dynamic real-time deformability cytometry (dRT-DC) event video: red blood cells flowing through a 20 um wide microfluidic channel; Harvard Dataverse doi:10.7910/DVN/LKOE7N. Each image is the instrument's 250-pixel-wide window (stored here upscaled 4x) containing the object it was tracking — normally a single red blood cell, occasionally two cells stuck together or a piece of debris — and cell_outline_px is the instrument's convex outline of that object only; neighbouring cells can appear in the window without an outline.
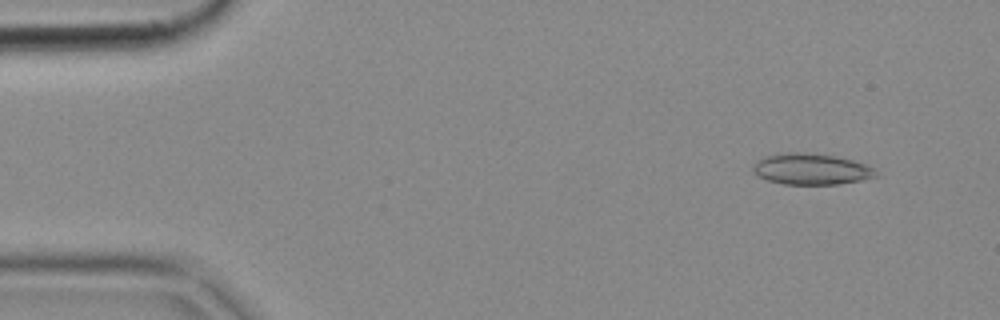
{"species": "common noctule bat (a hibernating species)", "species_latin": "Nyctalus noctula", "temperature_condition": "cold", "stored_images_in_passage": 7, "camera_frame_rate_fps": 3000, "um_per_image_px": 0.085, "animal": {"sex": "female", "body_mass_g": 18.4}, "frame": {"image": 1, "passage_image": 1, "time_ms": 0.0, "image_size_px": [1000, 320], "cell_outline_px": [[880, 176], [860, 180], [836, 184], [784, 184], [768, 180], [752, 172], [752, 168], [756, 160], [768, 156], [788, 152], [808, 152], [836, 156], [852, 160], [864, 164], [872, 168]], "centroid_in_image_um": [68.94, 14.37], "position_along_channel_um": 16.1, "area_um2": 22.14}}
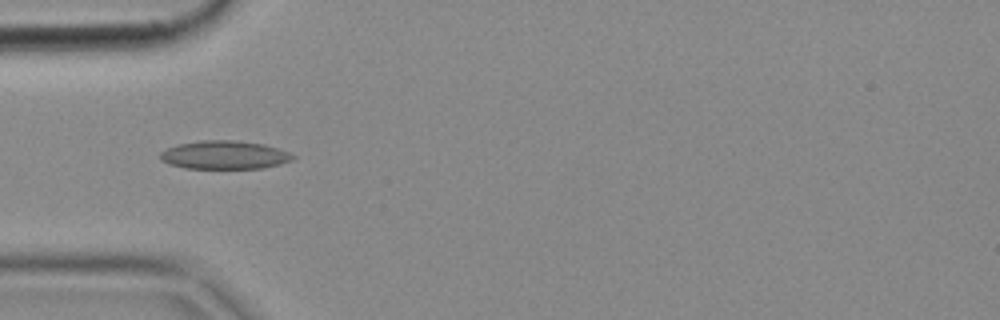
{"frame": {"image": 2, "passage_image": 4, "time_ms": 1.0, "image_size_px": [1000, 320], "cell_outline_px": [[296, 156], [292, 160], [280, 164], [264, 168], [184, 168], [168, 164], [160, 160], [160, 152], [176, 144], [200, 140], [236, 140], [264, 144], [288, 152]], "centroid_in_image_um": [19.05, 13.17], "position_along_channel_um": 66.0, "area_um2": 22.02}}
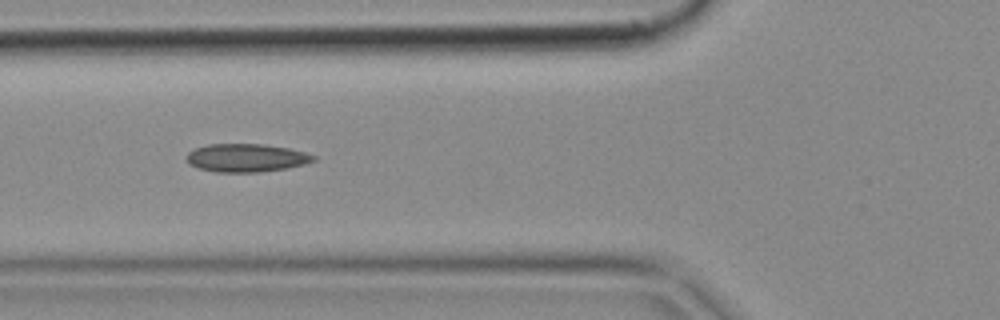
{"frame": {"image": 3, "passage_image": 5, "time_ms": 1.333, "image_size_px": [1000, 320], "cell_outline_px": [[316, 160], [304, 164], [288, 168], [260, 172], [216, 172], [196, 168], [188, 164], [188, 152], [196, 148], [208, 144], [260, 144], [288, 148], [304, 152], [316, 156]], "centroid_in_image_um": [20.93, 13.42], "position_along_channel_um": 104.9, "area_um2": 20.81}}